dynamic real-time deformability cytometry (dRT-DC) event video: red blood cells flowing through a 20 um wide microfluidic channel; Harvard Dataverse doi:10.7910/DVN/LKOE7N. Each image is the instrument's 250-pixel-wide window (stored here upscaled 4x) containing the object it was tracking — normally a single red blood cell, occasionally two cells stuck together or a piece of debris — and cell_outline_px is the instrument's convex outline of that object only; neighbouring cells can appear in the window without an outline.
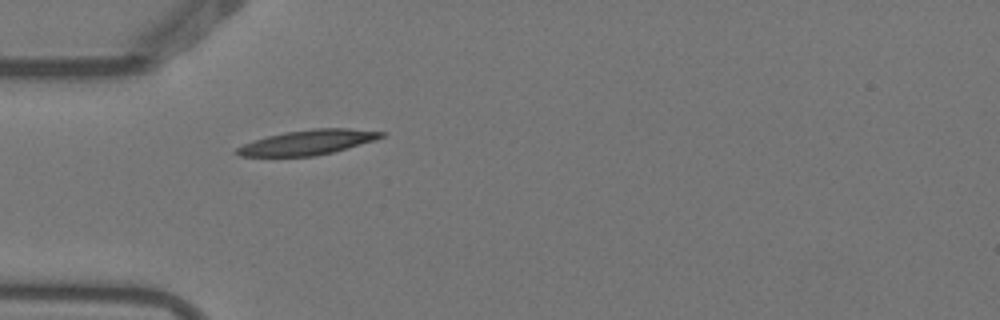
{"species": "Egyptian fruit bat (a non-hibernating species)", "species_latin": "Rousettus aegyptiacus", "temperature_condition": "warm", "stored_images_in_passage": 1, "camera_frame_rate_fps": 3000, "um_per_image_px": 0.085, "animal": {"sex": "female"}, "frame": {"image": 1, "passage_image": 1, "time_ms": 0.0, "image_size_px": [1000, 320], "cell_outline_px": [[384, 136], [376, 140], [332, 152], [316, 156], [240, 156], [232, 152], [236, 148], [244, 144], [268, 136], [284, 132], [312, 128], [348, 128], [384, 132]], "centroid_in_image_um": [26.15, 12.1], "position_along_channel_um": 58.8, "area_um2": 20.81}}